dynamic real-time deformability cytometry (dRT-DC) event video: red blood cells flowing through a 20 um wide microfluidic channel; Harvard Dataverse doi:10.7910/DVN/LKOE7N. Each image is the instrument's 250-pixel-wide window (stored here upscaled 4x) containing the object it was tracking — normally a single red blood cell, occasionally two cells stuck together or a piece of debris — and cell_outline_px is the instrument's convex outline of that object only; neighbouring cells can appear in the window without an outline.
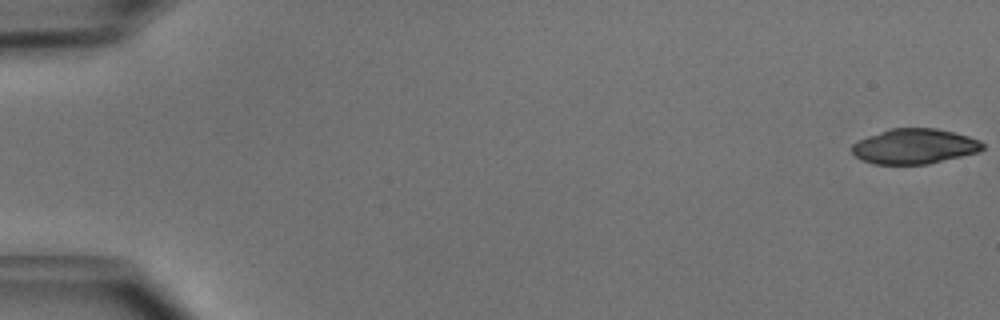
{"species": "common noctule bat (a hibernating species)", "species_latin": "Nyctalus noctula", "temperature_condition": "cold", "stored_images_in_passage": 51, "camera_frame_rate_fps": 3000, "um_per_image_px": 0.085, "animal": {"sex": "male", "body_mass_g": 15.6}, "frame": {"image": 1, "passage_image": 1, "time_ms": 0.0, "image_size_px": [1000, 320], "cell_outline_px": [[984, 148], [980, 152], [928, 164], [872, 164], [856, 156], [852, 152], [852, 144], [868, 136], [888, 128], [936, 128], [968, 136], [980, 140], [984, 144]], "centroid_in_image_um": [77.76, 12.44], "position_along_channel_um": 7.2, "area_um2": 26.76}}
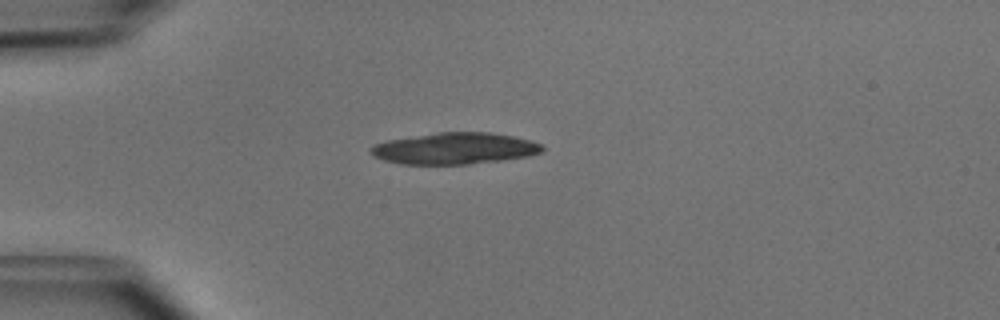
{"frame": {"image": 2, "passage_image": 14, "time_ms": 4.333, "image_size_px": [1000, 320], "cell_outline_px": [[544, 152], [528, 156], [504, 160], [468, 164], [400, 164], [384, 160], [372, 156], [368, 152], [368, 148], [372, 144], [388, 140], [436, 132], [492, 132], [532, 140], [544, 144]], "centroid_in_image_um": [38.65, 12.61], "position_along_channel_um": 46.4, "area_um2": 31.96}}